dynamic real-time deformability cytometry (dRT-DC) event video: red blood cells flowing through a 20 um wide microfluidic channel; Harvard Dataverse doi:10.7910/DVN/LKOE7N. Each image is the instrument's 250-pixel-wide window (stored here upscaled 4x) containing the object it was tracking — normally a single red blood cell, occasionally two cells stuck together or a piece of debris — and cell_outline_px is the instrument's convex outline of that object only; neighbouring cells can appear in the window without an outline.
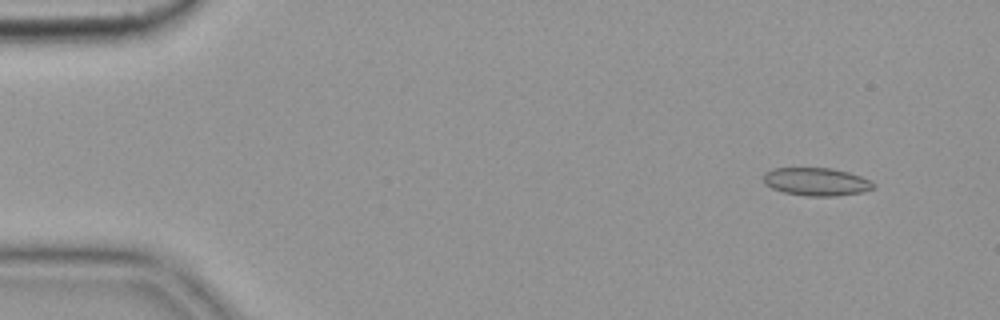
{"species": "common noctule bat (a hibernating species)", "species_latin": "Nyctalus noctula", "temperature_condition": "cold", "stored_images_in_passage": 55, "camera_frame_rate_fps": 3000, "um_per_image_px": 0.085, "animal": {"sex": "female", "body_mass_g": 19.9}, "frame": {"image": 1, "passage_image": 4, "time_ms": 1.0, "image_size_px": [1000, 320], "cell_outline_px": [[876, 188], [864, 192], [836, 196], [804, 196], [784, 192], [772, 188], [764, 184], [764, 172], [772, 168], [832, 168], [848, 172], [872, 180], [876, 184]], "centroid_in_image_um": [69.43, 15.45], "position_along_channel_um": 15.6, "area_um2": 18.21}}
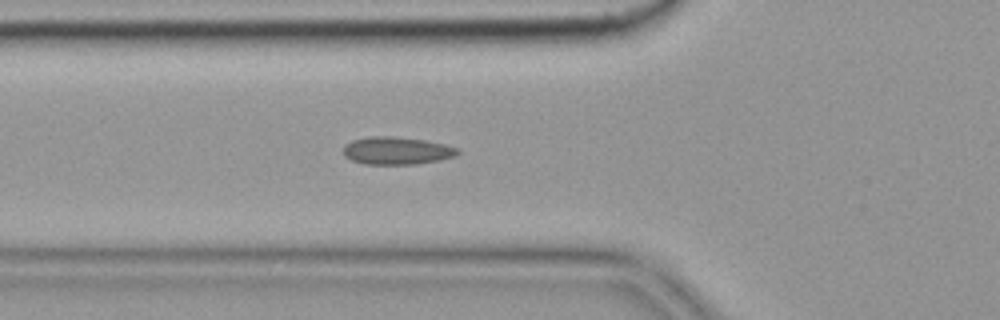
{"frame": {"image": 2, "passage_image": 19, "time_ms": 6.0, "image_size_px": [1000, 320], "cell_outline_px": [[460, 152], [456, 156], [440, 160], [416, 164], [364, 164], [352, 160], [344, 156], [344, 144], [352, 140], [368, 136], [392, 136], [424, 140], [444, 144], [456, 148]], "centroid_in_image_um": [33.7, 12.81], "position_along_channel_um": 92.1, "area_um2": 18.44}}
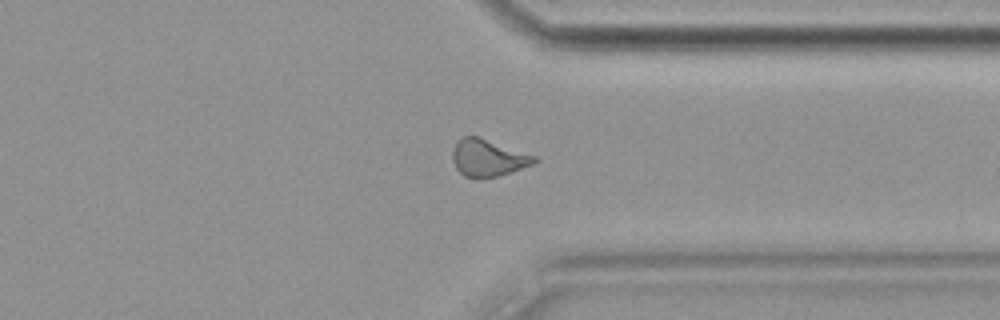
{"frame": {"image": 3, "passage_image": 42, "time_ms": 13.667, "image_size_px": [1000, 320], "cell_outline_px": [[540, 160], [536, 164], [496, 176], [464, 176], [456, 168], [452, 160], [452, 148], [456, 140], [464, 136], [476, 136], [536, 156]], "centroid_in_image_um": [41.48, 13.39], "position_along_channel_um": 369.9, "area_um2": 17.4}, "authors_computed_cell_mechanics": {"area_um2": 17.8024, "velocity_mm_per_s": 3.6258, "shape_relaxation_time_tau1_ms": null, "shape_relaxation_time_tau2_ms": 1.6674, "deformation_change_tau1": null, "deformation_change_tau2": 0.0686}}